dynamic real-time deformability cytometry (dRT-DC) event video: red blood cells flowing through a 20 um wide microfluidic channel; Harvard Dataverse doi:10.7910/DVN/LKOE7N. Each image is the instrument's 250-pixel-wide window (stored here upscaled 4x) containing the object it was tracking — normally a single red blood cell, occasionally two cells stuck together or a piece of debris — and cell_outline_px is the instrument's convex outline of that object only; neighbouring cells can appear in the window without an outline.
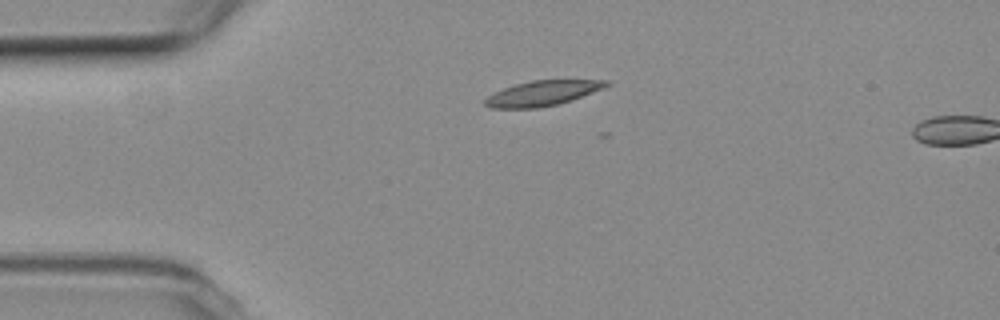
{"species": "common noctule bat (a hibernating species)", "species_latin": "Nyctalus noctula", "temperature_condition": "room temperature", "stored_images_in_passage": 3, "camera_frame_rate_fps": 3000, "um_per_image_px": 0.085, "animal": {"sex": "female", "body_mass_g": 19.3, "forearm_length_mm": 54.1}, "frame": {"image": 1, "passage_image": 1, "time_ms": 0.0, "image_size_px": [1000, 320], "cell_outline_px": [[612, 84], [604, 88], [556, 104], [536, 108], [492, 108], [484, 104], [484, 100], [488, 96], [504, 88], [516, 84], [532, 80], [612, 80]], "centroid_in_image_um": [46.12, 7.91], "position_along_channel_um": 38.9, "area_um2": 17.4}}